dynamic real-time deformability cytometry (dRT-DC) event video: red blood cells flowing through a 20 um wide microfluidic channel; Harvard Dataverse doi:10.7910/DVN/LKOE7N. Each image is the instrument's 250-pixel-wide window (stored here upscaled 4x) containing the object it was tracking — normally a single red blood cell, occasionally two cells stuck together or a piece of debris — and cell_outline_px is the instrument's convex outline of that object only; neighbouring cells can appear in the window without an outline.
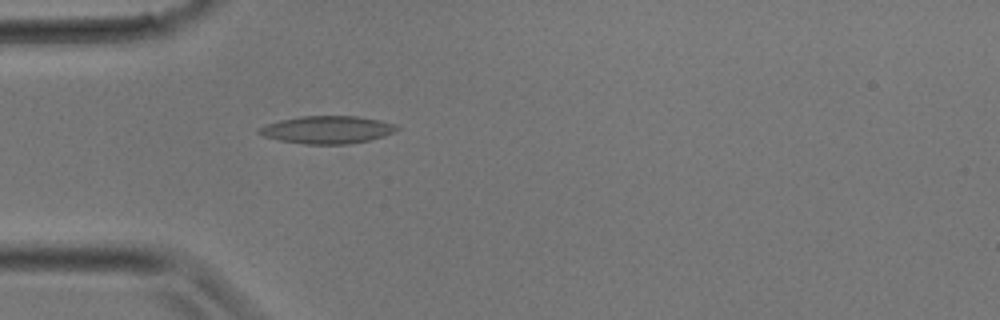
{"species": "common noctule bat (a hibernating species)", "species_latin": "Nyctalus noctula", "temperature_condition": "room temperature", "stored_images_in_passage": 7, "camera_frame_rate_fps": 3000, "um_per_image_px": 0.085, "animal": {"sex": "male", "body_mass_g": 17.9}, "frame": {"image": 1, "passage_image": 3, "time_ms": 0.667, "image_size_px": [1000, 320], "cell_outline_px": [[400, 128], [396, 132], [384, 136], [368, 140], [348, 144], [304, 144], [280, 140], [264, 136], [256, 132], [256, 128], [264, 124], [280, 120], [300, 116], [356, 116], [380, 120], [396, 124]], "centroid_in_image_um": [27.8, 11.02], "position_along_channel_um": 57.2, "area_um2": 22.37}}
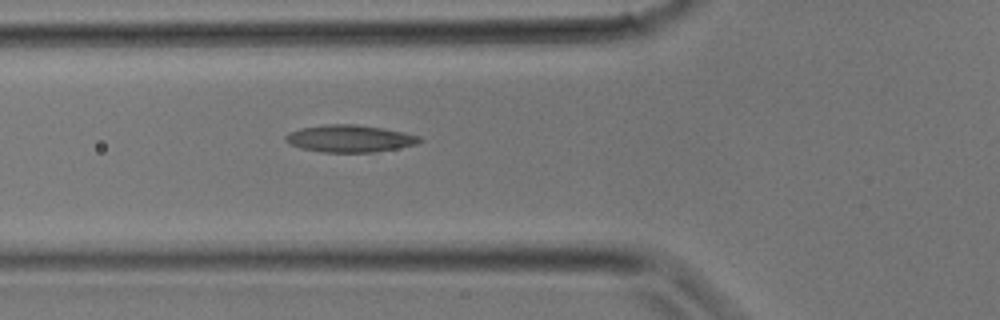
{"frame": {"image": 2, "passage_image": 5, "time_ms": 1.333, "image_size_px": [1000, 320], "cell_outline_px": [[424, 140], [416, 144], [376, 152], [320, 152], [300, 148], [284, 140], [284, 136], [288, 132], [300, 128], [324, 124], [356, 124], [384, 128], [404, 132], [420, 136]], "centroid_in_image_um": [29.72, 11.77], "position_along_channel_um": 96.1, "area_um2": 21.39}}
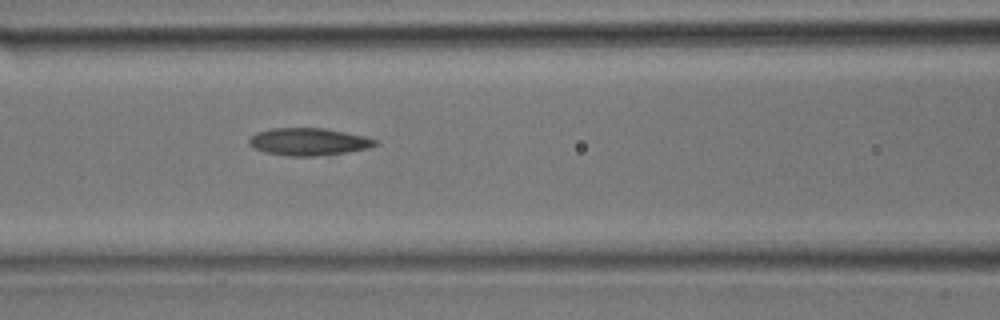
{"frame": {"image": 3, "passage_image": 7, "time_ms": 2.0, "image_size_px": [1000, 320], "cell_outline_px": [[380, 144], [368, 148], [344, 152], [316, 156], [288, 156], [264, 152], [248, 144], [248, 140], [256, 132], [268, 128], [324, 128], [364, 136], [380, 140]], "centroid_in_image_um": [26.23, 12.04], "position_along_channel_um": 140.4, "area_um2": 20.17}}